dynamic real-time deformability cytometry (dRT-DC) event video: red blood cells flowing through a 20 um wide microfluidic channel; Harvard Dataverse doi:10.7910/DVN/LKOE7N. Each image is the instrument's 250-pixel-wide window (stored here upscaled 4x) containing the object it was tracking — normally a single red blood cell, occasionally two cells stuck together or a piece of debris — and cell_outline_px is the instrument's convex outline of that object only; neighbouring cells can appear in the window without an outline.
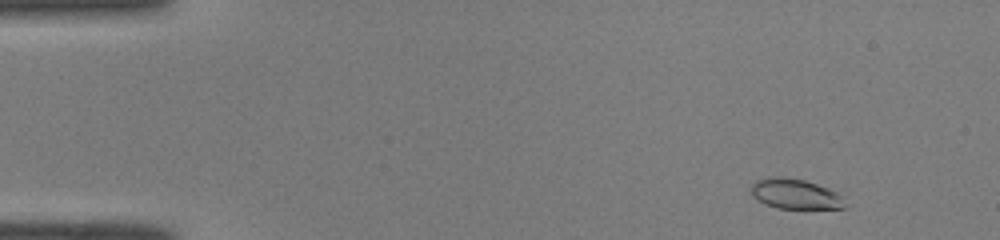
{"species": "common noctule bat (a hibernating species)", "species_latin": "Nyctalus noctula", "temperature_condition": "room temperature", "stored_images_in_passage": 48, "camera_frame_rate_fps": 3000, "um_per_image_px": 0.085, "animal": {"sex": "male", "body_mass_g": 19.0, "forearm_length_mm": 50.8}, "frame": {"image": 1, "passage_image": 3, "time_ms": 0.667, "image_size_px": [1000, 240], "cell_outline_px": [[844, 208], [776, 208], [764, 204], [752, 196], [752, 184], [756, 180], [768, 176], [780, 176], [804, 180], [828, 188], [836, 192], [840, 196], [844, 204]], "centroid_in_image_um": [67.53, 16.47], "position_along_channel_um": 17.5, "area_um2": 16.3}}
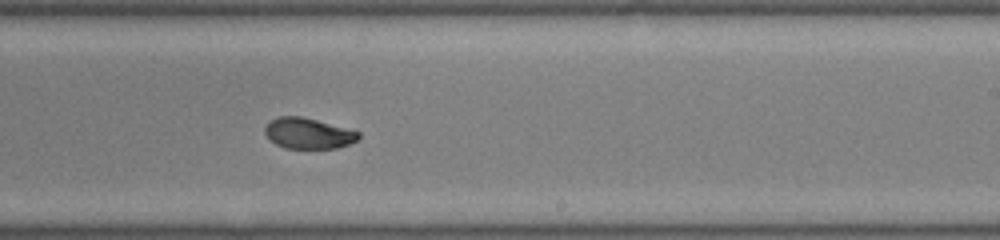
{"frame": {"image": 2, "passage_image": 29, "time_ms": 9.333, "image_size_px": [1000, 240], "cell_outline_px": [[360, 136], [356, 140], [348, 144], [336, 148], [284, 148], [276, 144], [264, 132], [264, 128], [272, 120], [280, 116], [300, 116], [316, 120], [360, 132]], "centroid_in_image_um": [26.19, 11.34], "position_along_channel_um": 262.8, "area_um2": 16.42}}
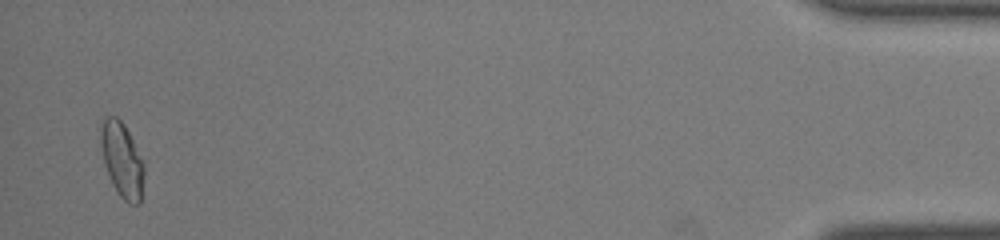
{"frame": {"image": 3, "passage_image": 47, "time_ms": 15.333, "image_size_px": [1000, 240], "cell_outline_px": [[144, 176], [140, 204], [128, 204], [120, 196], [112, 184], [104, 164], [100, 144], [100, 128], [104, 116], [116, 116], [124, 124], [144, 164]], "centroid_in_image_um": [10.35, 13.59], "position_along_channel_um": 424.8, "area_um2": 18.9}, "authors_computed_cell_mechanics": {"area_um2": 17.629, "velocity_mm_per_s": 4.0766, "shape_relaxation_time_tau1_ms": 3.1543, "shape_relaxation_time_tau2_ms": 1.3998, "deformation_change_tau1": 0.158, "deformation_change_tau2": 0.0524}}